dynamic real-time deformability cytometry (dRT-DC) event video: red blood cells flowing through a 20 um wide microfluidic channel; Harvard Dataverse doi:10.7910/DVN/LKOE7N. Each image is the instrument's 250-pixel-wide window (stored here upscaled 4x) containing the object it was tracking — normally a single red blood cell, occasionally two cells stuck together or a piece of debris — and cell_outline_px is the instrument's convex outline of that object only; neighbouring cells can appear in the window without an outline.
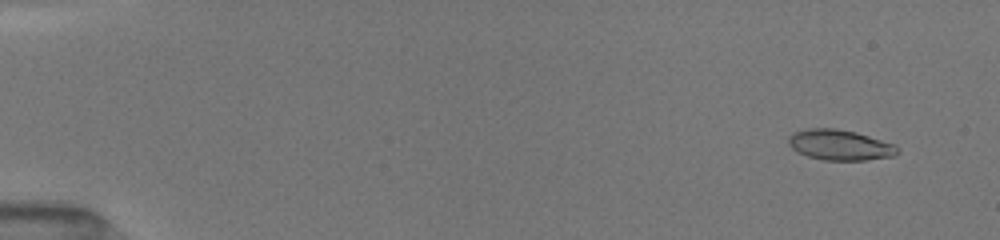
{"species": "common noctule bat (a hibernating species)", "species_latin": "Nyctalus noctula", "temperature_condition": "room temperature", "stored_images_in_passage": 52, "camera_frame_rate_fps": 3000, "um_per_image_px": 0.085, "animal": {"sex": "female", "body_mass_g": 19.5, "forearm_length_mm": 54.1}, "frame": {"image": 1, "passage_image": 4, "time_ms": 1.0, "image_size_px": [1000, 240], "cell_outline_px": [[900, 152], [896, 156], [864, 160], [824, 160], [808, 156], [796, 152], [788, 144], [788, 136], [792, 132], [808, 128], [836, 128], [856, 132], [896, 144]], "centroid_in_image_um": [71.4, 12.32], "position_along_channel_um": 13.6, "area_um2": 19.65}}
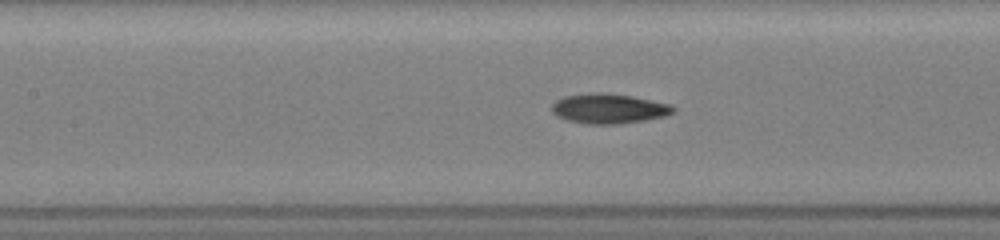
{"frame": {"image": 2, "passage_image": 25, "time_ms": 8.0, "image_size_px": [1000, 240], "cell_outline_px": [[676, 112], [664, 116], [644, 120], [620, 124], [588, 124], [568, 120], [556, 116], [552, 112], [552, 104], [556, 100], [564, 96], [588, 92], [604, 92], [632, 96], [672, 104], [676, 108]], "centroid_in_image_um": [51.76, 9.22], "position_along_channel_um": 155.6, "area_um2": 21.39}}
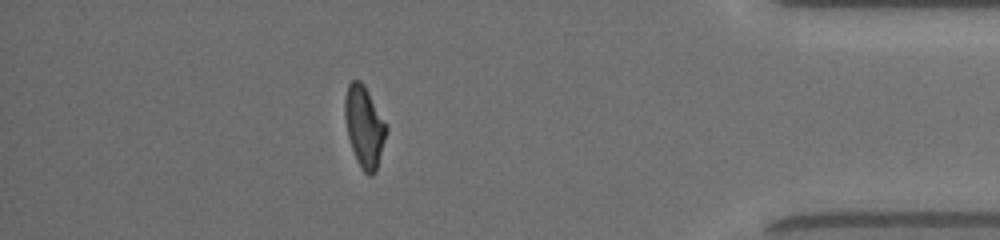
{"frame": {"image": 3, "passage_image": 46, "time_ms": 15.0, "image_size_px": [1000, 240], "cell_outline_px": [[388, 128], [376, 172], [372, 176], [368, 176], [360, 168], [356, 160], [348, 136], [344, 116], [344, 100], [348, 84], [352, 80], [360, 80], [364, 84], [388, 124]], "centroid_in_image_um": [30.98, 10.76], "position_along_channel_um": 404.2, "area_um2": 19.94}, "authors_computed_cell_mechanics": {"area_um2": 19.8254, "velocity_mm_per_s": 4.0663, "shape_relaxation_time_tau1_ms": 6.5837, "shape_relaxation_time_tau2_ms": 2.3778, "deformation_change_tau1": 0.2015, "deformation_change_tau2": 0.0841}}